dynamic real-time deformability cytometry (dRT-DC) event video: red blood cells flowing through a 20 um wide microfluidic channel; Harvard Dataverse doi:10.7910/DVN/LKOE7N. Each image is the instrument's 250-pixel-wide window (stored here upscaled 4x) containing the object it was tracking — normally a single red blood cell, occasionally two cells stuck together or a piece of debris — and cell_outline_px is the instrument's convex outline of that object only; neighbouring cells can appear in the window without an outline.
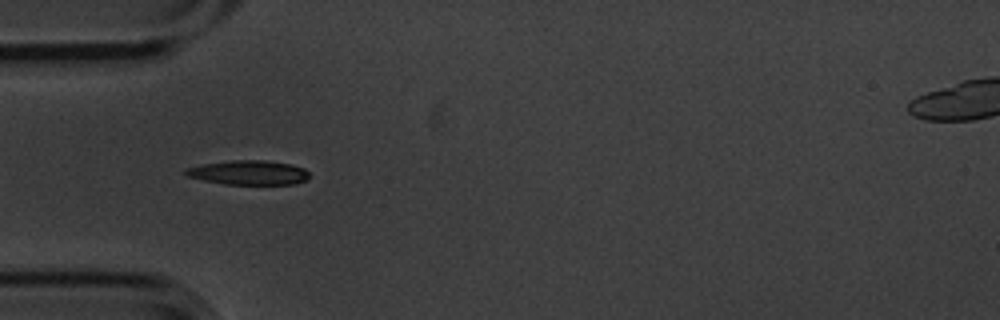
{"species": "common noctule bat (a hibernating species)", "species_latin": "Nyctalus noctula", "temperature_condition": "cold", "stored_images_in_passage": 3, "camera_frame_rate_fps": 3000, "um_per_image_px": 0.085, "animal": {"sex": "male", "body_mass_g": 20.1, "forearm_length_mm": 53.5}, "frame": {"image": 1, "passage_image": 3, "time_ms": 0.667, "image_size_px": [1000, 320], "cell_outline_px": [[308, 180], [296, 184], [224, 184], [204, 180], [188, 176], [184, 172], [184, 168], [204, 164], [232, 160], [264, 160], [292, 164], [304, 168], [308, 172]], "centroid_in_image_um": [21.16, 14.67], "position_along_channel_um": 63.8, "area_um2": 17.57}}